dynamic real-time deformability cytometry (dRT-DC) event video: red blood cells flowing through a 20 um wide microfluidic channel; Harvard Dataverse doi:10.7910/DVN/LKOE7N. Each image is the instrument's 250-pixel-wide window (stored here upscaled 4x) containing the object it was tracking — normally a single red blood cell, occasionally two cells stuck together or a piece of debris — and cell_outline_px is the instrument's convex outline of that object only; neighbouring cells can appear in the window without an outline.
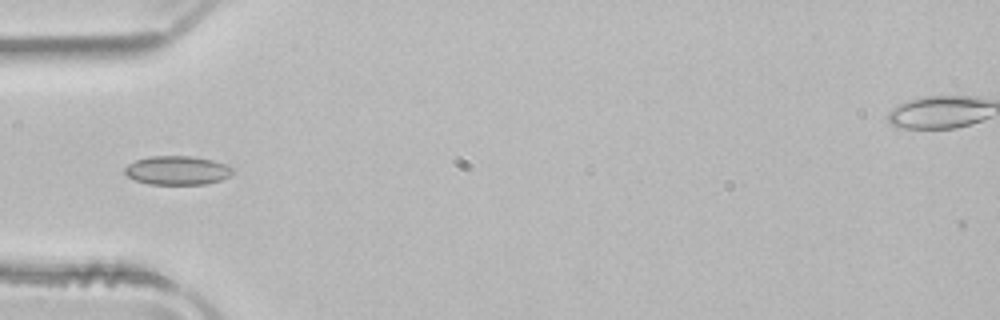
{"species": "common noctule bat (a hibernating species)", "species_latin": "Nyctalus noctula", "temperature_condition": "room temperature", "stored_images_in_passage": 32, "camera_frame_rate_fps": 3000, "um_per_image_px": 0.085, "animal": {"sex": "male", "body_mass_g": 21.5, "forearm_length_mm": 52.0}, "frame": {"image": 1, "passage_image": 1, "time_ms": 0.0, "image_size_px": [1000, 320], "cell_outline_px": [[232, 172], [228, 176], [220, 180], [204, 184], [148, 184], [136, 180], [128, 176], [124, 172], [124, 168], [128, 164], [136, 160], [148, 156], [192, 156], [212, 160], [224, 164], [232, 168]], "centroid_in_image_um": [15.02, 14.47], "position_along_channel_um": 70.0, "area_um2": 17.98}}
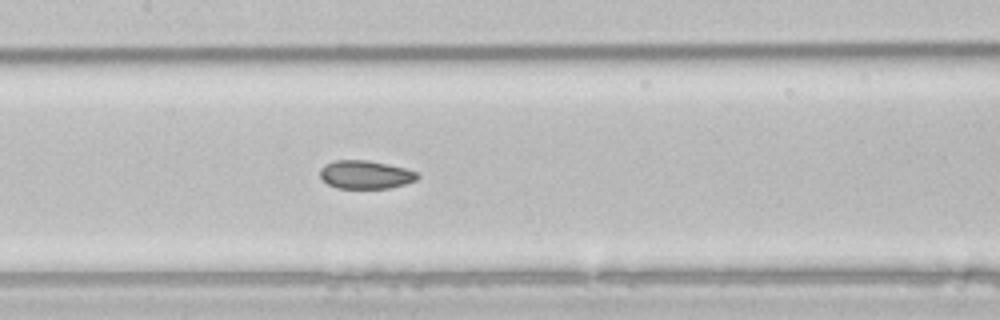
{"frame": {"image": 2, "passage_image": 9, "time_ms": 2.667, "image_size_px": [1000, 320], "cell_outline_px": [[420, 176], [416, 180], [404, 184], [388, 188], [336, 188], [328, 184], [320, 176], [320, 168], [324, 164], [336, 160], [368, 160], [388, 164], [404, 168], [416, 172]], "centroid_in_image_um": [31.04, 14.84], "position_along_channel_um": 176.4, "area_um2": 16.01}}
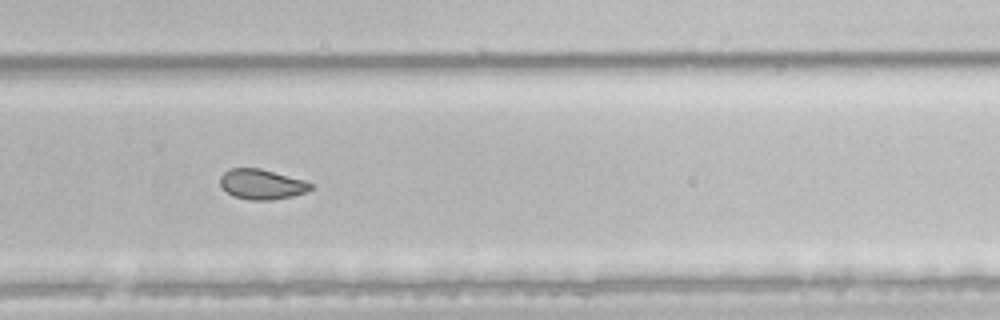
{"frame": {"image": 3, "passage_image": 19, "time_ms": 6.0, "image_size_px": [1000, 320], "cell_outline_px": [[312, 188], [308, 192], [292, 196], [272, 200], [248, 200], [232, 196], [220, 184], [220, 176], [228, 168], [260, 168], [304, 180], [312, 184]], "centroid_in_image_um": [22.24, 15.66], "position_along_channel_um": 307.6, "area_um2": 15.95}, "authors_computed_cell_mechanics": {"area_um2": 16.473, "velocity_mm_per_s": 3.9593, "shape_relaxation_time_tau1_ms": 8.5085, "shape_relaxation_time_tau2_ms": 2.1421, "deformation_change_tau1": 0.1105, "deformation_change_tau2": 0.04}}